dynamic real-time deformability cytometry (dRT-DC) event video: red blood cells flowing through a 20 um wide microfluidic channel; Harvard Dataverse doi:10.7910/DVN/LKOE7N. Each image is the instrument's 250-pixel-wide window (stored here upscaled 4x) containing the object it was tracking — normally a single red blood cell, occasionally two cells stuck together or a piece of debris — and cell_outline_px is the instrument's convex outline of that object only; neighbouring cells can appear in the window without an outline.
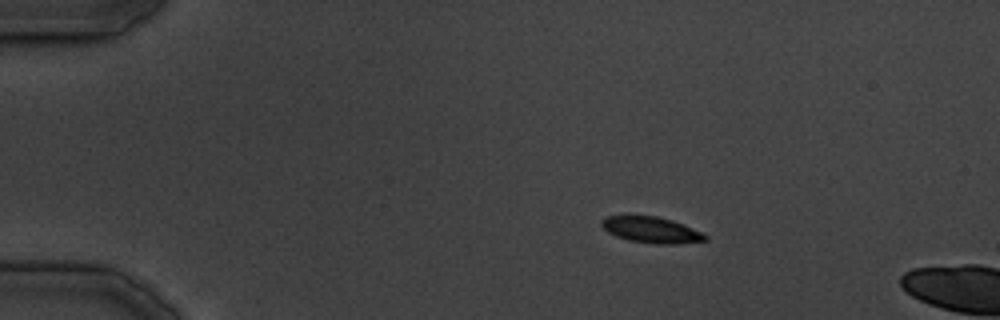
{"species": "common noctule bat (a hibernating species)", "species_latin": "Nyctalus noctula", "temperature_condition": "cold", "stored_images_in_passage": 4, "camera_frame_rate_fps": 3000, "um_per_image_px": 0.085, "animal": {"sex": "male", "body_mass_g": 19.5, "forearm_length_mm": 54.6}, "frame": {"image": 1, "passage_image": 1, "time_ms": 0.0, "image_size_px": [1000, 320], "cell_outline_px": [[708, 240], [680, 244], [652, 244], [628, 240], [616, 236], [608, 232], [600, 224], [600, 220], [604, 216], [624, 212], [628, 212], [656, 216], [672, 220], [704, 232], [708, 236]], "centroid_in_image_um": [55.3, 19.49], "position_along_channel_um": 29.7, "area_um2": 16.76}}